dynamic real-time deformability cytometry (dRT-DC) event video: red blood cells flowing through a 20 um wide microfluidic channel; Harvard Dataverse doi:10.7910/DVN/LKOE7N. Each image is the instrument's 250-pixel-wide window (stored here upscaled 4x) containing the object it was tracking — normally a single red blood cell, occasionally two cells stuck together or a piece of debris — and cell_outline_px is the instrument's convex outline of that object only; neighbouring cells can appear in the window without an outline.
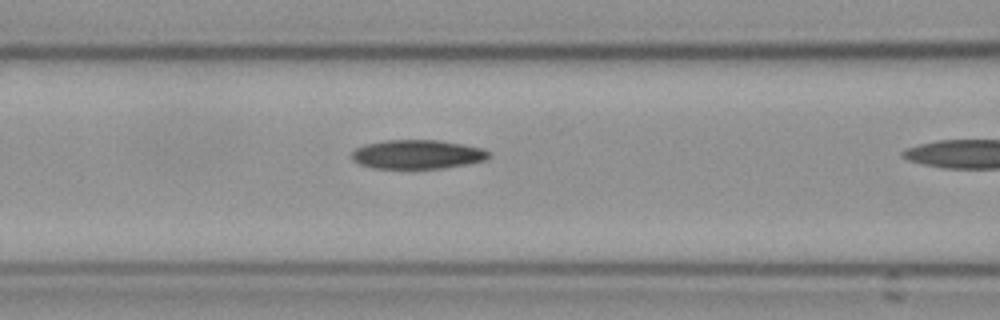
{"species": "Egyptian fruit bat (a non-hibernating species)", "species_latin": "Rousettus aegyptiacus", "temperature_condition": "cold", "stored_images_in_passage": 22, "camera_frame_rate_fps": 3000, "um_per_image_px": 0.085, "frame": {"image": 1, "passage_image": 21, "time_ms": 6.667, "image_size_px": [1000, 320], "cell_outline_px": [[488, 156], [484, 160], [444, 168], [372, 168], [360, 164], [352, 160], [352, 152], [356, 148], [364, 144], [384, 140], [440, 140], [484, 148], [488, 152]], "centroid_in_image_um": [35.43, 13.11], "position_along_channel_um": 131.2, "area_um2": 23.06}}